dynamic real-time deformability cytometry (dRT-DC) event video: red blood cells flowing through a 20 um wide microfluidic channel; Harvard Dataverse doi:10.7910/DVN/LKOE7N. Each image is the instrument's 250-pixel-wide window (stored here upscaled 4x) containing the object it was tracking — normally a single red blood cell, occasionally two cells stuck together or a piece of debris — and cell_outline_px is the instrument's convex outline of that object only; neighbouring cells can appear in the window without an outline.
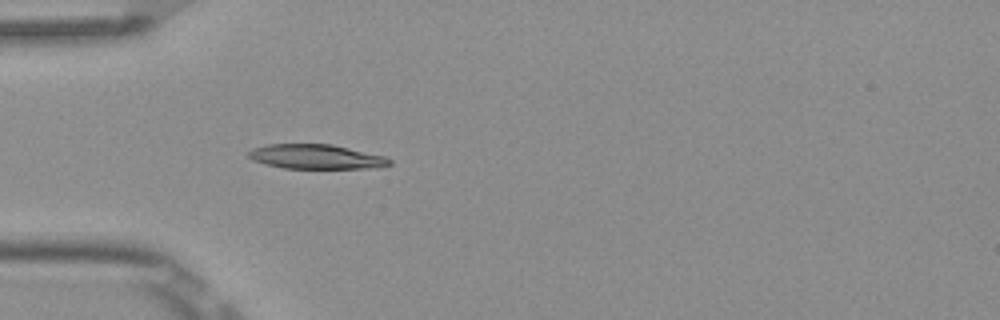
{"species": "Egyptian fruit bat (a non-hibernating species)", "species_latin": "Rousettus aegyptiacus", "temperature_condition": "room temperature", "stored_images_in_passage": 4, "camera_frame_rate_fps": 3000, "um_per_image_px": 0.085, "frame": {"image": 1, "passage_image": 4, "time_ms": 1.0, "image_size_px": [1000, 320], "cell_outline_px": [[392, 164], [380, 168], [284, 168], [252, 160], [248, 156], [248, 152], [252, 148], [268, 144], [332, 144], [384, 156], [392, 160]], "centroid_in_image_um": [26.89, 13.32], "position_along_channel_um": 58.1, "area_um2": 20.11}}